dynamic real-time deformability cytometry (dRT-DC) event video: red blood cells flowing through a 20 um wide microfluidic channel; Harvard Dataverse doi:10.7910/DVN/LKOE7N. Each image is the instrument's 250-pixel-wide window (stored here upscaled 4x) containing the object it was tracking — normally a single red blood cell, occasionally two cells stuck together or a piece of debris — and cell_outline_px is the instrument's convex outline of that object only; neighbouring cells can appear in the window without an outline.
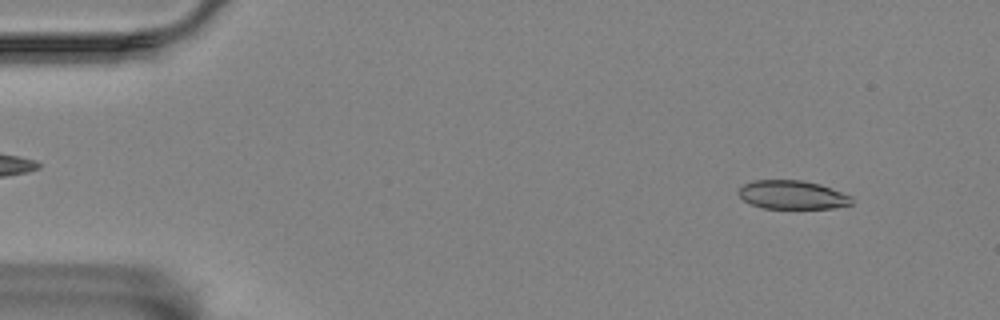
{"species": "Egyptian fruit bat (a non-hibernating species)", "species_latin": "Rousettus aegyptiacus", "temperature_condition": "room temperature", "stored_images_in_passage": 56, "camera_frame_rate_fps": 3000, "um_per_image_px": 0.085, "animal": {"sex": "female"}, "frame": {"image": 1, "passage_image": 5, "time_ms": 1.333, "image_size_px": [1000, 320], "cell_outline_px": [[852, 204], [832, 208], [764, 208], [748, 204], [736, 192], [744, 184], [752, 180], [800, 180], [820, 184], [852, 196]], "centroid_in_image_um": [67.32, 16.56], "position_along_channel_um": 17.7, "area_um2": 18.9}}
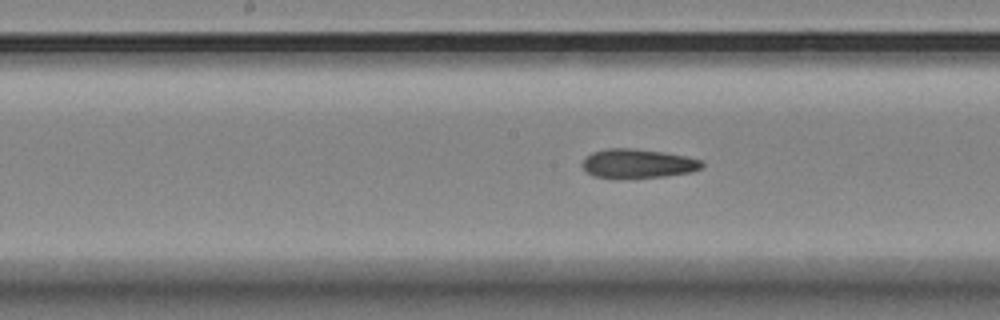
{"frame": {"image": 2, "passage_image": 28, "time_ms": 9.0, "image_size_px": [1000, 320], "cell_outline_px": [[704, 164], [700, 168], [688, 172], [664, 176], [616, 180], [612, 180], [592, 176], [580, 164], [584, 156], [592, 152], [608, 148], [632, 148], [660, 152], [684, 156], [700, 160]], "centroid_in_image_um": [54.09, 13.93], "position_along_channel_um": 194.1, "area_um2": 20.58}}
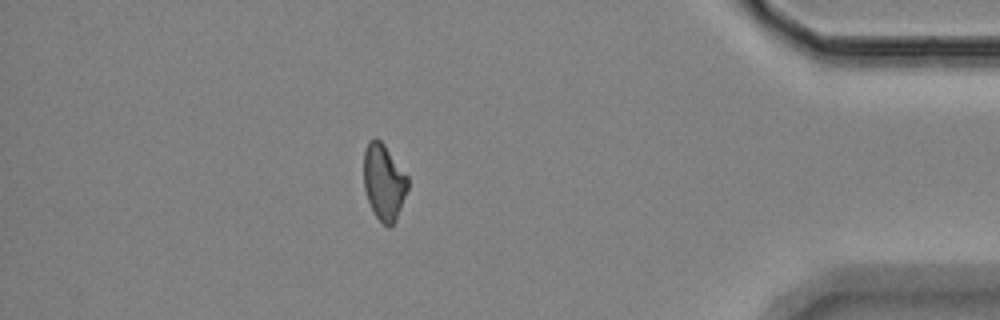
{"frame": {"image": 3, "passage_image": 49, "time_ms": 16.0, "image_size_px": [1000, 320], "cell_outline_px": [[408, 188], [396, 220], [388, 228], [376, 216], [368, 200], [364, 188], [364, 148], [368, 140], [376, 136], [384, 144], [408, 176]], "centroid_in_image_um": [32.62, 15.43], "position_along_channel_um": 402.6, "area_um2": 19.54}, "authors_computed_cell_mechanics": {"area_um2": 20.23, "velocity_mm_per_s": 3.5318, "shape_relaxation_time_tau1_ms": null, "shape_relaxation_time_tau2_ms": 5.9592, "deformation_change_tau1": null, "deformation_change_tau2": 0.1346}}